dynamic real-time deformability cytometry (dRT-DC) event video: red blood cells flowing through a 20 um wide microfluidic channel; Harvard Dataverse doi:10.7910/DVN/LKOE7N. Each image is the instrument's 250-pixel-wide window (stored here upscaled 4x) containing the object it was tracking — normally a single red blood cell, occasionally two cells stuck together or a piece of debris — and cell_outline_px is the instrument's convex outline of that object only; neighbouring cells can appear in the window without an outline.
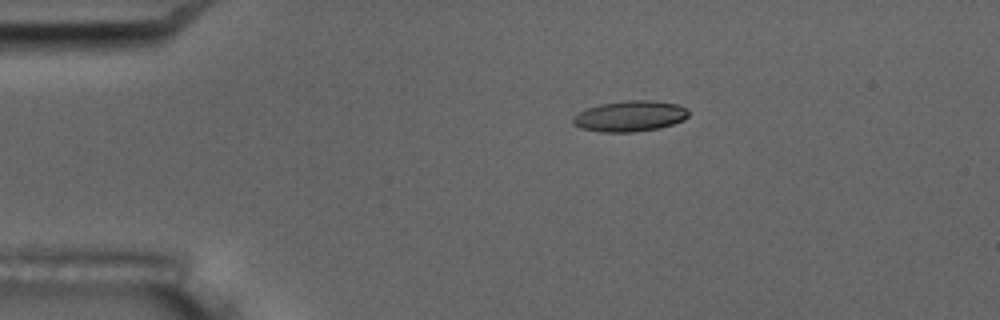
{"species": "common noctule bat (a hibernating species)", "species_latin": "Nyctalus noctula", "temperature_condition": "room temperature", "stored_images_in_passage": 7, "camera_frame_rate_fps": 3000, "um_per_image_px": 0.085, "animal": {"sex": "male", "body_mass_g": 17.5, "forearm_length_mm": 52.3}, "frame": {"image": 1, "passage_image": 4, "time_ms": 3.667, "image_size_px": [1000, 320], "cell_outline_px": [[688, 116], [684, 120], [660, 128], [632, 132], [600, 132], [580, 128], [572, 124], [572, 116], [588, 108], [600, 104], [628, 100], [652, 100], [680, 104], [688, 108]], "centroid_in_image_um": [53.56, 9.87], "position_along_channel_um": 31.4, "area_um2": 20.92}}